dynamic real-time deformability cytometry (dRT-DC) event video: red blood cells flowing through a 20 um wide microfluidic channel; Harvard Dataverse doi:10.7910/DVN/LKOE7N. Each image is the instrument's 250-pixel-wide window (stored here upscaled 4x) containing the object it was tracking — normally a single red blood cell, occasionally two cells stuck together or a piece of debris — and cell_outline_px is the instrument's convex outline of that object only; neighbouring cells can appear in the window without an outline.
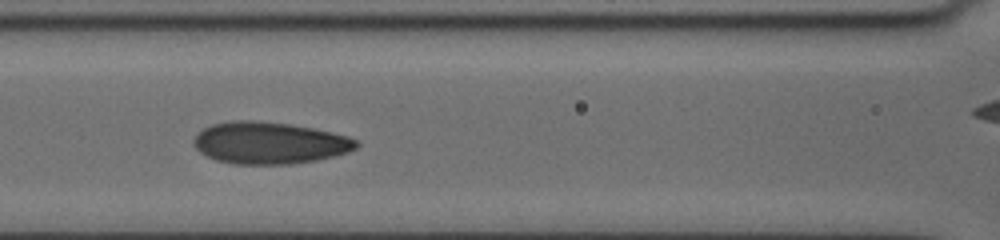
{"species": "human", "species_latin": "Homo sapiens", "temperature_condition": "cold", "stored_images_in_passage": 9, "camera_frame_rate_fps": 3000, "um_per_image_px": 0.085, "donor": {"sex": "female"}, "frame": {"image": 1, "passage_image": 6, "time_ms": 2.333, "image_size_px": [1000, 240], "cell_outline_px": [[360, 144], [356, 148], [348, 152], [316, 160], [292, 164], [236, 164], [216, 160], [200, 152], [192, 144], [192, 140], [204, 128], [212, 124], [232, 120], [256, 120], [288, 124], [312, 128], [348, 136], [356, 140]], "centroid_in_image_um": [22.89, 12.15], "position_along_channel_um": 143.7, "area_um2": 39.59}}
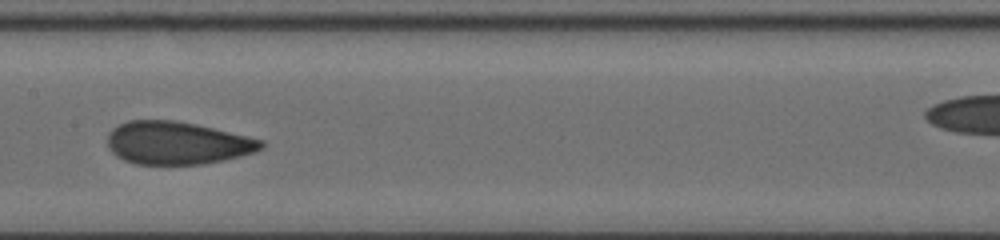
{"frame": {"image": 2, "passage_image": 8, "time_ms": 3.667, "image_size_px": [1000, 240], "cell_outline_px": [[264, 148], [256, 152], [224, 160], [204, 164], [136, 164], [124, 160], [116, 156], [108, 148], [108, 136], [112, 128], [128, 120], [172, 120], [196, 124], [248, 136], [264, 140]], "centroid_in_image_um": [15.07, 12.15], "position_along_channel_um": 192.3, "area_um2": 38.44}}